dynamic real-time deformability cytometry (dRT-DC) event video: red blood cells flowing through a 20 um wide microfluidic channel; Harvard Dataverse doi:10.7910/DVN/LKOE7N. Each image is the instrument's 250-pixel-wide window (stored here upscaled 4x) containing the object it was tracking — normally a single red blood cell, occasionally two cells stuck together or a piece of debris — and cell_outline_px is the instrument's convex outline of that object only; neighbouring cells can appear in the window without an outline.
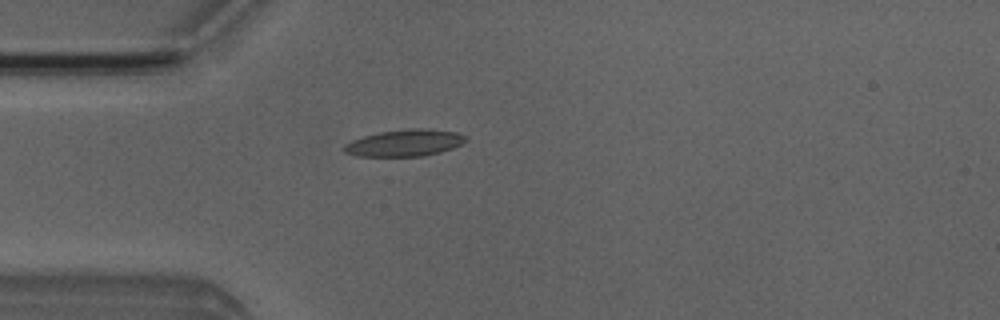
{"species": "Egyptian fruit bat (a non-hibernating species)", "species_latin": "Rousettus aegyptiacus", "temperature_condition": "room temperature", "stored_images_in_passage": 4, "camera_frame_rate_fps": 3000, "um_per_image_px": 0.085, "animal": {"sex": "male"}, "frame": {"image": 1, "passage_image": 4, "time_ms": 4.333, "image_size_px": [1000, 320], "cell_outline_px": [[468, 140], [452, 148], [440, 152], [424, 156], [356, 156], [344, 152], [344, 144], [352, 140], [364, 136], [380, 132], [408, 128], [424, 128], [456, 132], [464, 136]], "centroid_in_image_um": [34.38, 12.15], "position_along_channel_um": 50.6, "area_um2": 18.9}}